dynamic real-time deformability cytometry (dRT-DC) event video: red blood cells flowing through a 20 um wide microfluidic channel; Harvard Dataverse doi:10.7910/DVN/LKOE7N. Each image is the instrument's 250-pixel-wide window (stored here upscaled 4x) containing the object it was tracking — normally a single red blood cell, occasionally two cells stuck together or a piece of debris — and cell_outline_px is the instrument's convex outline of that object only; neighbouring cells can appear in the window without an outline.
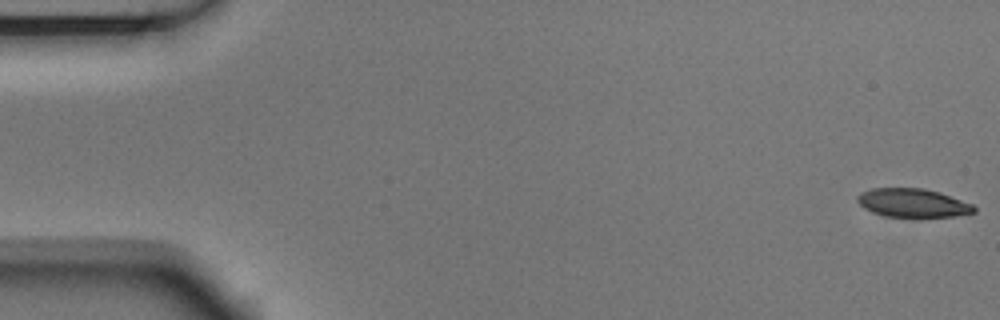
{"species": "Egyptian fruit bat (a non-hibernating species)", "species_latin": "Rousettus aegyptiacus", "temperature_condition": "room temperature", "stored_images_in_passage": 54, "camera_frame_rate_fps": 3000, "um_per_image_px": 0.085, "animal": {"sex": "male"}, "frame": {"image": 1, "passage_image": 1, "time_ms": 0.0, "image_size_px": [1000, 320], "cell_outline_px": [[976, 212], [952, 216], [884, 216], [872, 212], [864, 208], [856, 200], [856, 196], [860, 192], [872, 188], [924, 188], [972, 204], [976, 208]], "centroid_in_image_um": [77.52, 17.24], "position_along_channel_um": 7.5, "area_um2": 19.07}}
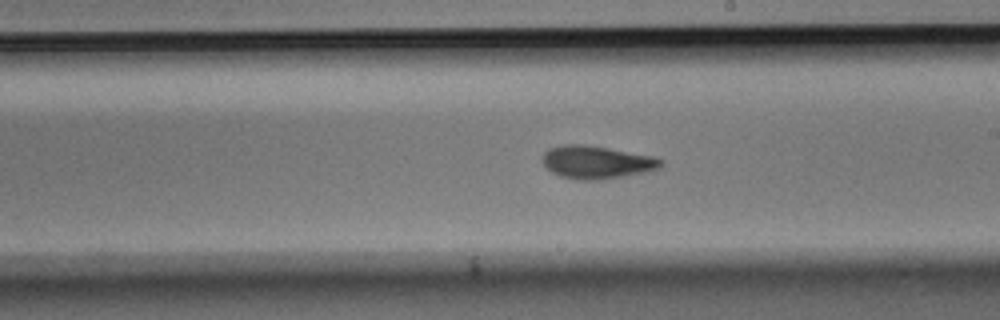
{"frame": {"image": 2, "passage_image": 31, "time_ms": 10.0, "image_size_px": [1000, 320], "cell_outline_px": [[664, 164], [660, 168], [644, 172], [600, 180], [576, 180], [560, 176], [552, 172], [540, 160], [544, 152], [548, 148], [564, 144], [580, 144], [608, 148], [652, 156], [660, 160]], "centroid_in_image_um": [50.66, 13.79], "position_along_channel_um": 238.3, "area_um2": 22.6}}
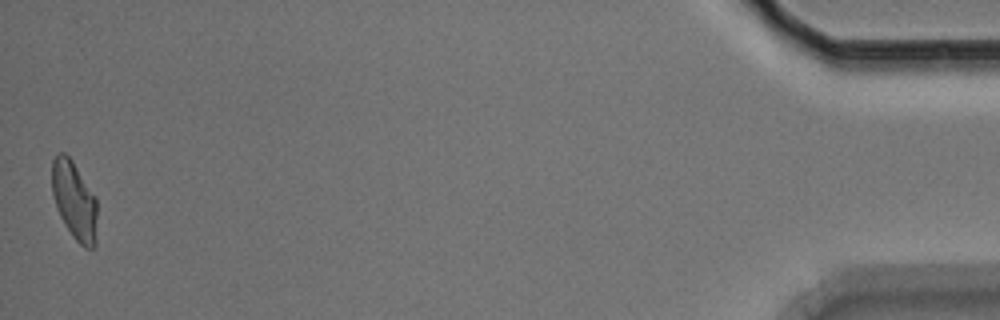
{"frame": {"image": 3, "passage_image": 54, "time_ms": 17.667, "image_size_px": [1000, 320], "cell_outline_px": [[96, 248], [84, 248], [72, 236], [64, 224], [56, 208], [52, 192], [52, 160], [60, 152], [64, 152], [72, 160], [96, 196]], "centroid_in_image_um": [6.32, 17.06], "position_along_channel_um": 428.9, "area_um2": 20.75}, "authors_computed_cell_mechanics": {"area_um2": 21.2415, "velocity_mm_per_s": 3.7094, "shape_relaxation_time_tau1_ms": 7.054, "shape_relaxation_time_tau2_ms": 2.8374, "deformation_change_tau1": 0.1773, "deformation_change_tau2": 0.087}}